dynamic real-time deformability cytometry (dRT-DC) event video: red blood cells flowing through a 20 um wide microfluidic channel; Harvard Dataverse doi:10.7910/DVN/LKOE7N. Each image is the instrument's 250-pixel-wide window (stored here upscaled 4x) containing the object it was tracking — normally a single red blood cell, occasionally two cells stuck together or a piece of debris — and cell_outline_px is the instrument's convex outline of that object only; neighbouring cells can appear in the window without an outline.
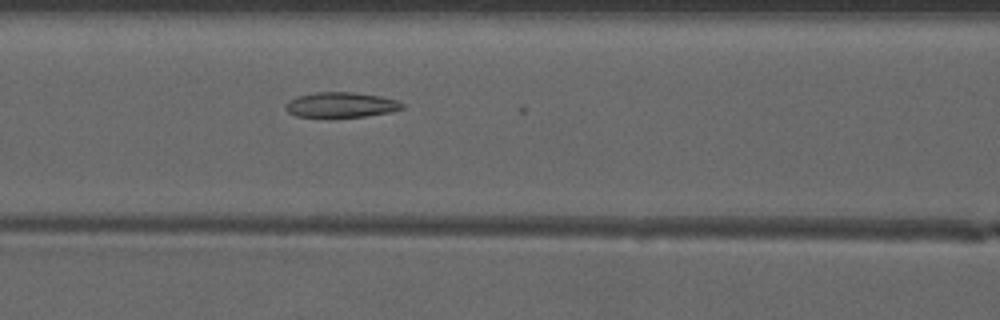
{"species": "common noctule bat (a hibernating species)", "species_latin": "Nyctalus noctula", "temperature_condition": "warm", "stored_images_in_passage": 24, "camera_frame_rate_fps": 3000, "um_per_image_px": 0.085, "animal": {"sex": "male", "forearm_length_mm": 52.5}, "frame": {"image": 1, "passage_image": 23, "time_ms": 7.333, "image_size_px": [1000, 320], "cell_outline_px": [[404, 108], [392, 112], [364, 116], [332, 120], [324, 120], [296, 116], [288, 112], [284, 108], [284, 104], [296, 96], [312, 92], [356, 92], [380, 96], [396, 100], [404, 104]], "centroid_in_image_um": [28.92, 8.96], "position_along_channel_um": 137.7, "area_um2": 18.15}}